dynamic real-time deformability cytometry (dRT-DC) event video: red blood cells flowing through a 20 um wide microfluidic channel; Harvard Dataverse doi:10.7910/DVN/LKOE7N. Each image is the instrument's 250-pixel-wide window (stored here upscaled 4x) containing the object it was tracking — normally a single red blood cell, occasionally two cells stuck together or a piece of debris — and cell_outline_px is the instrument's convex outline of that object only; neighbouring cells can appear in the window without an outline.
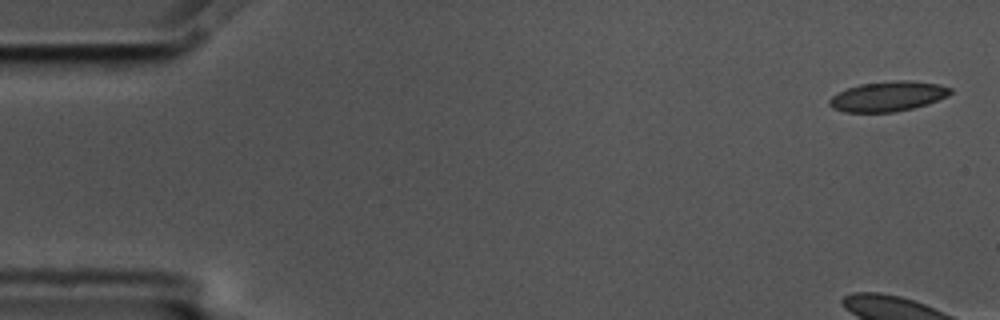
{"species": "common noctule bat (a hibernating species)", "species_latin": "Nyctalus noctula", "temperature_condition": "cold", "stored_images_in_passage": 4, "camera_frame_rate_fps": 3000, "um_per_image_px": 0.085, "animal": {"sex": "male", "body_mass_g": 17.5, "forearm_length_mm": 52.3}, "frame": {"image": 1, "passage_image": 1, "time_ms": 0.0, "image_size_px": [1000, 320], "cell_outline_px": [[952, 92], [948, 96], [928, 104], [896, 112], [844, 112], [832, 108], [828, 104], [828, 100], [832, 96], [848, 88], [860, 84], [896, 80], [908, 80], [936, 84], [952, 88]], "centroid_in_image_um": [75.47, 8.2], "position_along_channel_um": 9.5, "area_um2": 21.1}}